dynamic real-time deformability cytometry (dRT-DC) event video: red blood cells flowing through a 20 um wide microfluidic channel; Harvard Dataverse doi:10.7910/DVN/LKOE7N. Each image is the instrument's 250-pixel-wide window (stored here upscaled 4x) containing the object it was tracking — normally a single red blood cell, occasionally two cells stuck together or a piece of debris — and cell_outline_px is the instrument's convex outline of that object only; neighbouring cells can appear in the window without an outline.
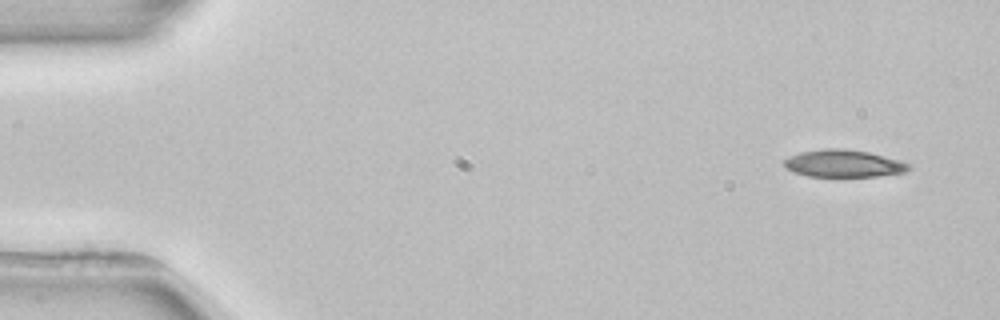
{"species": "common noctule bat (a hibernating species)", "species_latin": "Nyctalus noctula", "temperature_condition": "room temperature", "stored_images_in_passage": 3, "camera_frame_rate_fps": 3000, "um_per_image_px": 0.085, "animal": {"sex": "female", "body_mass_g": 22.7, "forearm_length_mm": 54.2}, "frame": {"image": 1, "passage_image": 1, "time_ms": 0.0, "image_size_px": [1000, 320], "cell_outline_px": [[908, 168], [904, 172], [876, 176], [808, 176], [792, 172], [784, 164], [784, 160], [788, 156], [800, 152], [824, 148], [844, 148], [868, 152], [900, 160], [908, 164]], "centroid_in_image_um": [71.65, 13.88], "position_along_channel_um": 13.4, "area_um2": 19.65}}